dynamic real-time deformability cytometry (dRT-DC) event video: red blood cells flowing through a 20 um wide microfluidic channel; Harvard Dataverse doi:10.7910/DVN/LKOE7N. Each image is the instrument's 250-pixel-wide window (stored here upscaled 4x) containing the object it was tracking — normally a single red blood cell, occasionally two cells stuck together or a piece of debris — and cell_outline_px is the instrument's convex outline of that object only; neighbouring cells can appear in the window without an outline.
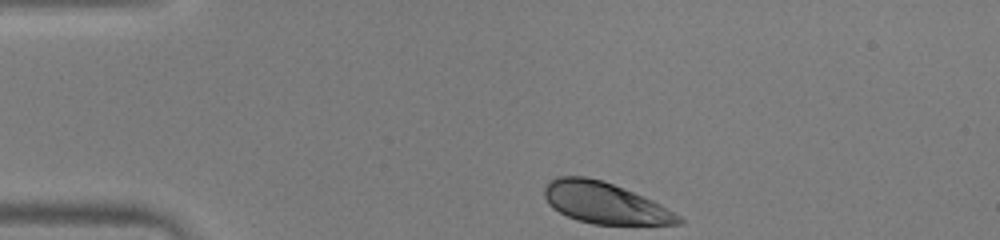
{"species": "human", "species_latin": "Homo sapiens", "temperature_condition": "warm", "stored_images_in_passage": 36, "camera_frame_rate_fps": 3000, "um_per_image_px": 0.085, "donor": {"sex": "male"}, "frame": {"image": 1, "passage_image": 1, "time_ms": 0.0, "image_size_px": [1000, 240], "cell_outline_px": [[684, 220], [680, 224], [592, 224], [568, 216], [552, 208], [548, 204], [544, 196], [544, 188], [552, 180], [560, 176], [584, 176], [600, 180], [612, 184], [644, 196], [660, 204], [680, 216]], "centroid_in_image_um": [51.4, 17.25], "position_along_channel_um": 33.6, "area_um2": 31.73}}
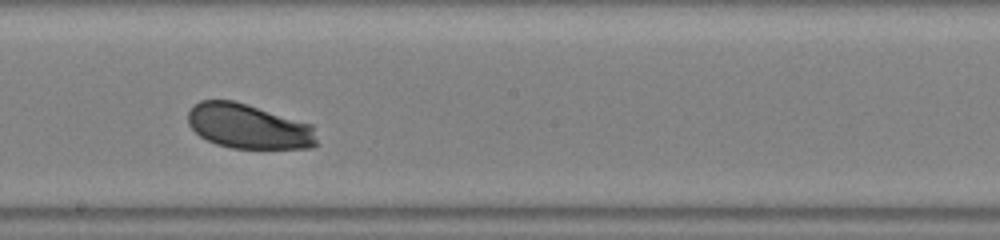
{"frame": {"image": 2, "passage_image": 20, "time_ms": 6.333, "image_size_px": [1000, 240], "cell_outline_px": [[316, 144], [312, 148], [232, 148], [216, 144], [200, 136], [188, 124], [188, 112], [192, 104], [200, 100], [232, 100], [248, 104], [312, 124], [316, 140]], "centroid_in_image_um": [21.1, 10.73], "position_along_channel_um": 227.1, "area_um2": 33.64}}
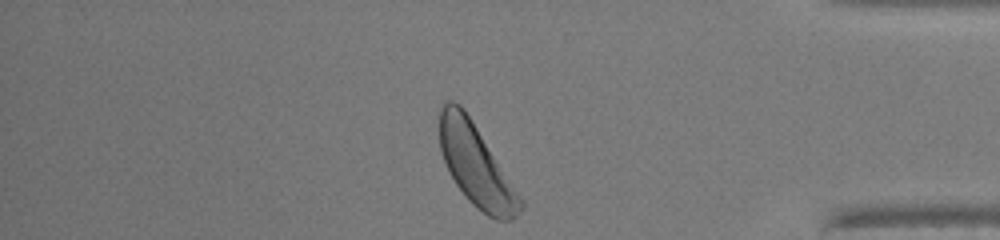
{"frame": {"image": 3, "passage_image": 35, "time_ms": 11.333, "image_size_px": [1000, 240], "cell_outline_px": [[524, 208], [512, 220], [496, 220], [488, 216], [472, 204], [468, 200], [456, 184], [448, 172], [440, 152], [440, 100], [452, 100], [460, 104], [464, 108], [524, 200]], "centroid_in_image_um": [40.46, 14.05], "position_along_channel_um": 394.7, "area_um2": 38.61}, "authors_computed_cell_mechanics": {"area_um2": 33.9864, "velocity_mm_per_s": 3.9073, "shape_relaxation_time_tau1_ms": 1.0103, "shape_relaxation_time_tau2_ms": 9.7007, "deformation_change_tau1": 0.0989, "deformation_change_tau2": 0.2948}}